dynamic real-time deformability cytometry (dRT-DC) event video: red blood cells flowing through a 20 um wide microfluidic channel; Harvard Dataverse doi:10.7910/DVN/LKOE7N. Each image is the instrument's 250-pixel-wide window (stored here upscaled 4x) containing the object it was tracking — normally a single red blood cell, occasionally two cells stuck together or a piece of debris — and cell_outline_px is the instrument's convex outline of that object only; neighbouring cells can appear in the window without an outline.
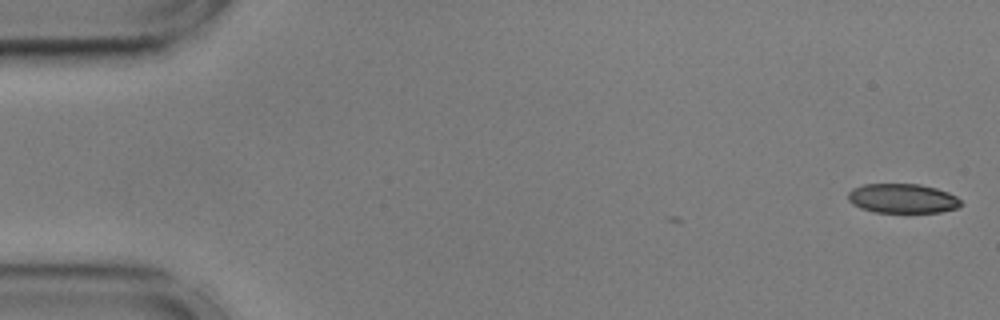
{"species": "common noctule bat (a hibernating species)", "species_latin": "Nyctalus noctula", "temperature_condition": "cold", "stored_images_in_passage": 6, "camera_frame_rate_fps": 3000, "um_per_image_px": 0.085, "animal": {"sex": "male", "body_mass_g": 17.9, "forearm_length_mm": 54.2}, "frame": {"image": 1, "passage_image": 1, "time_ms": 0.0, "image_size_px": [1000, 320], "cell_outline_px": [[964, 204], [956, 208], [940, 212], [876, 212], [860, 208], [852, 204], [848, 200], [848, 192], [852, 188], [864, 184], [920, 184], [936, 188], [948, 192], [956, 196]], "centroid_in_image_um": [76.71, 16.86], "position_along_channel_um": 8.3, "area_um2": 19.42}}